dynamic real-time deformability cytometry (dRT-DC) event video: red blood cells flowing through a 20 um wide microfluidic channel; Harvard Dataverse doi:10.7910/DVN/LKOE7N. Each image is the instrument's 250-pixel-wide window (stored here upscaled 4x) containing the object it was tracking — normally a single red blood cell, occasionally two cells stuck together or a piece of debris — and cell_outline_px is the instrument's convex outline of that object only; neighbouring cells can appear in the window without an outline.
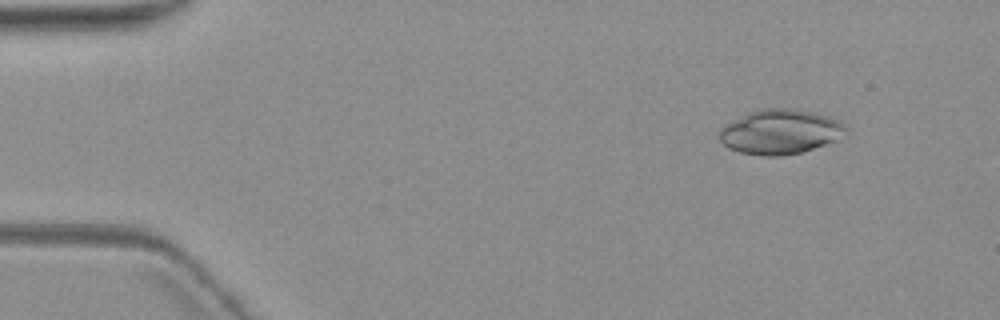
{"species": "common noctule bat (a hibernating species)", "species_latin": "Nyctalus noctula", "temperature_condition": "warm", "stored_images_in_passage": 6, "camera_frame_rate_fps": 3000, "um_per_image_px": 0.085, "animal": {"sex": "female", "body_mass_g": 19.3, "forearm_length_mm": 54.1}, "frame": {"image": 1, "passage_image": 2, "time_ms": 1.0, "image_size_px": [1000, 320], "cell_outline_px": [[848, 128], [832, 140], [824, 144], [800, 152], [780, 156], [764, 156], [740, 152], [728, 148], [720, 140], [720, 128], [752, 112], [764, 108], [796, 108], [812, 112], [840, 120]], "centroid_in_image_um": [66.3, 11.2], "position_along_channel_um": 18.7, "area_um2": 32.08}}